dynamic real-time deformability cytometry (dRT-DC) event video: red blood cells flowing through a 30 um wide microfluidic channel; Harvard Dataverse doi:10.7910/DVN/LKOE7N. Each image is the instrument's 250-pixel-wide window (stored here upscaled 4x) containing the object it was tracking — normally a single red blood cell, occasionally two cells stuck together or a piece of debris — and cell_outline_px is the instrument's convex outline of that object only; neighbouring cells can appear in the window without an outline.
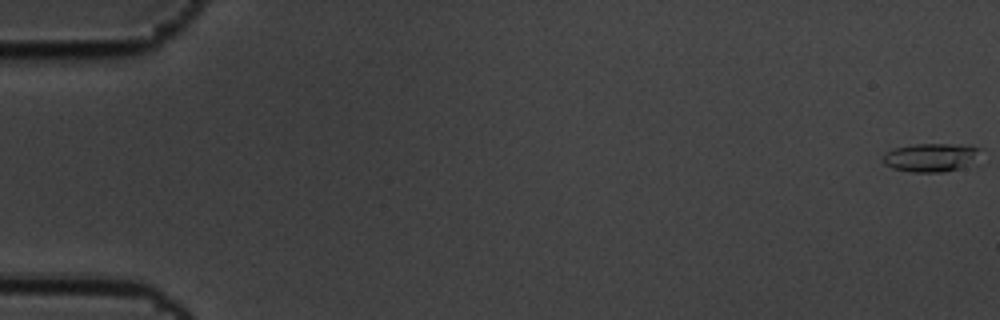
{"species": "common noctule bat (a hibernating species)", "species_latin": "Nyctalus noctula", "temperature_condition": "cold", "stored_images_in_passage": 60, "camera_frame_rate_fps": 3000, "um_per_image_px": 0.085, "animal": {"sex": "male", "body_mass_g": 19.5, "forearm_length_mm": 54.6}, "frame": {"image": 1, "passage_image": 1, "time_ms": 0.0, "image_size_px": [1000, 320], "cell_outline_px": [[984, 148], [956, 168], [944, 172], [912, 172], [892, 168], [884, 164], [884, 156], [892, 148], [912, 144], [972, 144]], "centroid_in_image_um": [79.04, 13.34], "position_along_channel_um": 6.0, "area_um2": 15.66}}
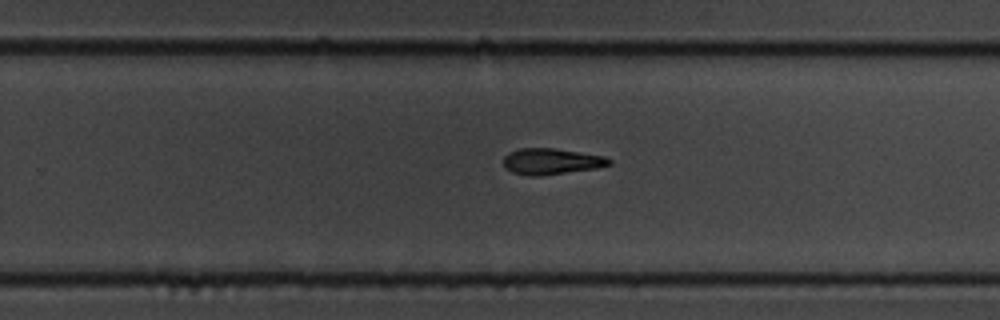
{"frame": {"image": 2, "passage_image": 39, "time_ms": 12.667, "image_size_px": [1000, 320], "cell_outline_px": [[612, 164], [596, 168], [540, 176], [528, 176], [512, 172], [504, 168], [504, 156], [508, 152], [520, 148], [552, 148], [604, 156], [612, 160]], "centroid_in_image_um": [46.83, 13.72], "position_along_channel_um": 283.0, "area_um2": 16.07}}
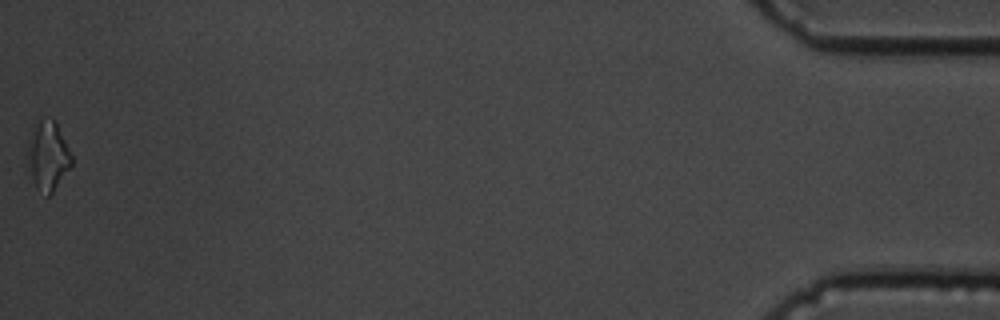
{"frame": {"image": 3, "passage_image": 60, "time_ms": 19.667, "image_size_px": [1000, 320], "cell_outline_px": [[72, 164], [52, 192], [48, 196], [36, 188], [32, 176], [28, 144], [28, 140], [40, 120], [56, 120], [72, 156]], "centroid_in_image_um": [4.12, 13.25], "position_along_channel_um": 431.1, "area_um2": 16.76}, "authors_computed_cell_mechanics": {"area_um2": 16.184, "velocity_mm_per_s": 3.4358, "shape_relaxation_time_tau1_ms": 3.4007, "shape_relaxation_time_tau2_ms": null, "deformation_change_tau1": 0.1547, "deformation_change_tau2": null}}